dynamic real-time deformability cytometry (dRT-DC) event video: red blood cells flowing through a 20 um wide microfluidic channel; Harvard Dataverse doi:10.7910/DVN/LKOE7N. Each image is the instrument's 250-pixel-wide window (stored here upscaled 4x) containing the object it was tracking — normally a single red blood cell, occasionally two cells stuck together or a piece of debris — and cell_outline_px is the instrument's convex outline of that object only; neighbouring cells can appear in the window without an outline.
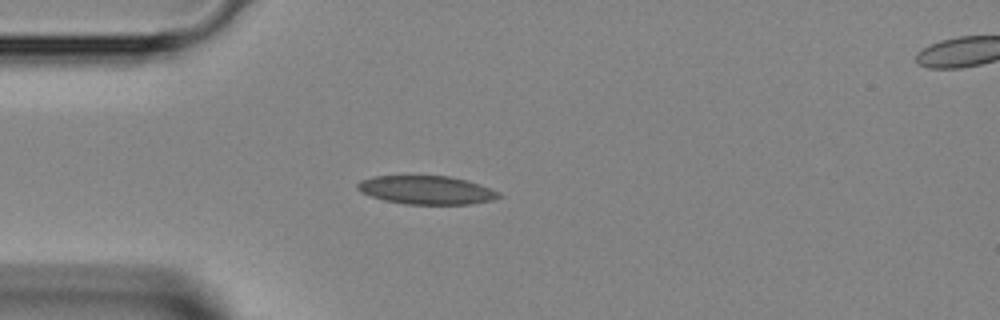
{"species": "Egyptian fruit bat (a non-hibernating species)", "species_latin": "Rousettus aegyptiacus", "temperature_condition": "room temperature", "stored_images_in_passage": 28, "camera_frame_rate_fps": 3000, "um_per_image_px": 0.085, "animal": {"sex": "female"}, "frame": {"image": 1, "passage_image": 1, "time_ms": 0.0, "image_size_px": [1000, 320], "cell_outline_px": [[504, 196], [492, 200], [468, 204], [404, 204], [384, 200], [360, 192], [356, 188], [356, 184], [360, 180], [372, 176], [448, 176], [468, 180], [480, 184], [500, 192]], "centroid_in_image_um": [36.25, 16.15], "position_along_channel_um": 48.7, "area_um2": 23.58}}
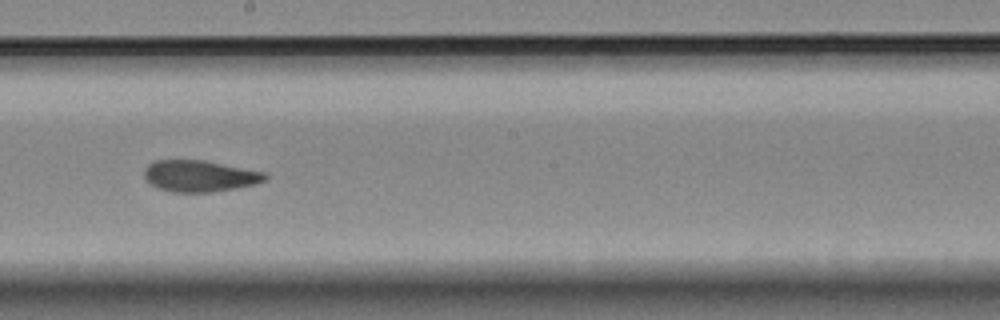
{"frame": {"image": 2, "passage_image": 14, "time_ms": 4.333, "image_size_px": [1000, 320], "cell_outline_px": [[268, 176], [264, 180], [252, 184], [232, 188], [208, 192], [172, 192], [160, 188], [152, 184], [144, 176], [144, 168], [152, 160], [204, 160], [268, 172]], "centroid_in_image_um": [16.96, 14.93], "position_along_channel_um": 231.2, "area_um2": 21.96}}
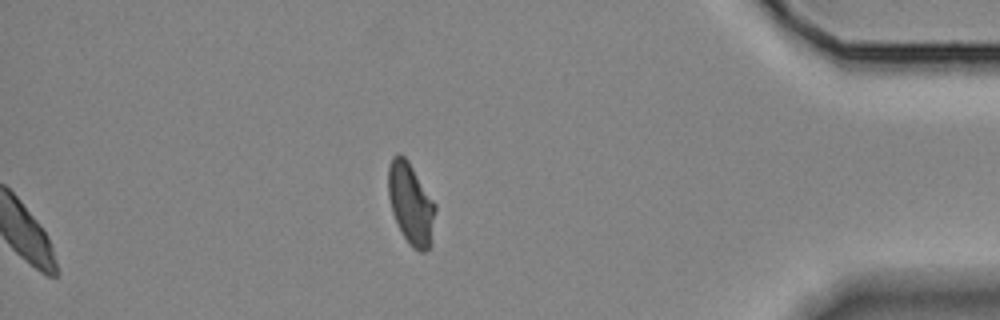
{"frame": {"image": 3, "passage_image": 28, "time_ms": 9.0, "image_size_px": [1000, 320], "cell_outline_px": [[436, 212], [432, 244], [424, 252], [420, 252], [412, 248], [408, 244], [400, 232], [392, 212], [388, 196], [388, 168], [392, 156], [396, 152], [400, 152], [408, 160], [436, 204]], "centroid_in_image_um": [34.92, 17.33], "position_along_channel_um": 400.3, "area_um2": 22.89}}